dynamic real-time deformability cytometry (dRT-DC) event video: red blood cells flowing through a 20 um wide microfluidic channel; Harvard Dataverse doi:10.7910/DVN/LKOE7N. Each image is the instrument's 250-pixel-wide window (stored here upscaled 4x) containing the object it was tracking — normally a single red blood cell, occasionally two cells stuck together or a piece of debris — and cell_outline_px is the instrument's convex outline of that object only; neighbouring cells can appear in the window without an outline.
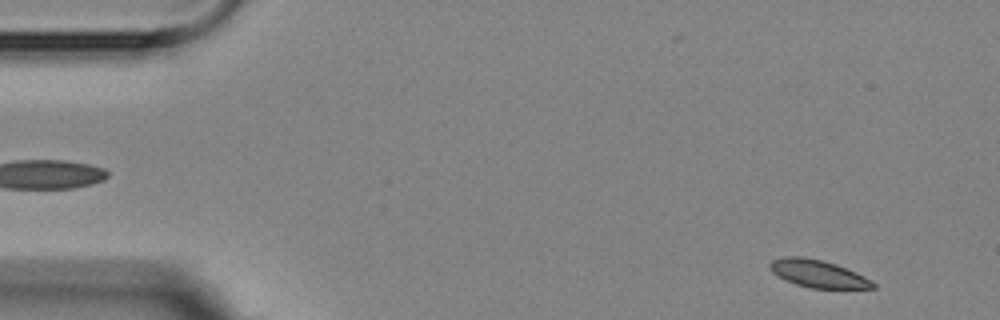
{"species": "Egyptian fruit bat (a non-hibernating species)", "species_latin": "Rousettus aegyptiacus", "temperature_condition": "room temperature", "stored_images_in_passage": 4, "camera_frame_rate_fps": 3000, "um_per_image_px": 0.085, "animal": {"sex": "female"}, "frame": {"image": 1, "passage_image": 1, "time_ms": 0.0, "image_size_px": [1000, 320], "cell_outline_px": [[876, 288], [812, 288], [796, 284], [772, 272], [768, 268], [768, 264], [772, 260], [784, 256], [804, 256], [824, 260], [836, 264], [856, 272], [872, 280], [876, 284]], "centroid_in_image_um": [69.53, 23.24], "position_along_channel_um": 15.5, "area_um2": 16.53}}
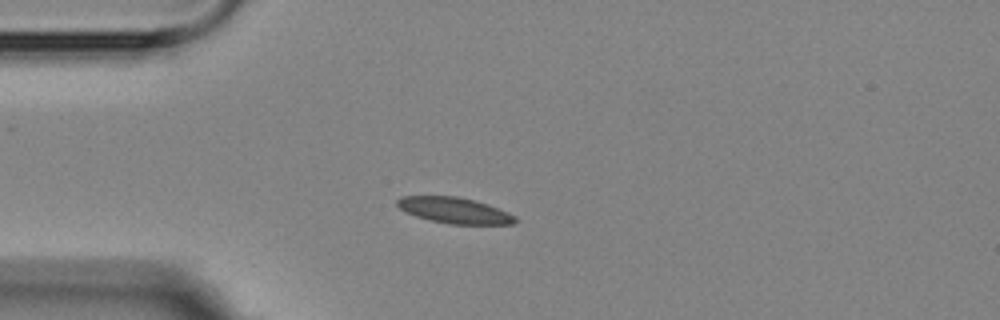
{"frame": {"image": 2, "passage_image": 3, "time_ms": 3.333, "image_size_px": [1000, 320], "cell_outline_px": [[516, 220], [512, 224], [448, 224], [416, 216], [400, 208], [396, 204], [396, 200], [400, 196], [456, 196], [488, 204], [508, 212], [516, 216]], "centroid_in_image_um": [38.63, 17.88], "position_along_channel_um": 46.4, "area_um2": 17.63}}